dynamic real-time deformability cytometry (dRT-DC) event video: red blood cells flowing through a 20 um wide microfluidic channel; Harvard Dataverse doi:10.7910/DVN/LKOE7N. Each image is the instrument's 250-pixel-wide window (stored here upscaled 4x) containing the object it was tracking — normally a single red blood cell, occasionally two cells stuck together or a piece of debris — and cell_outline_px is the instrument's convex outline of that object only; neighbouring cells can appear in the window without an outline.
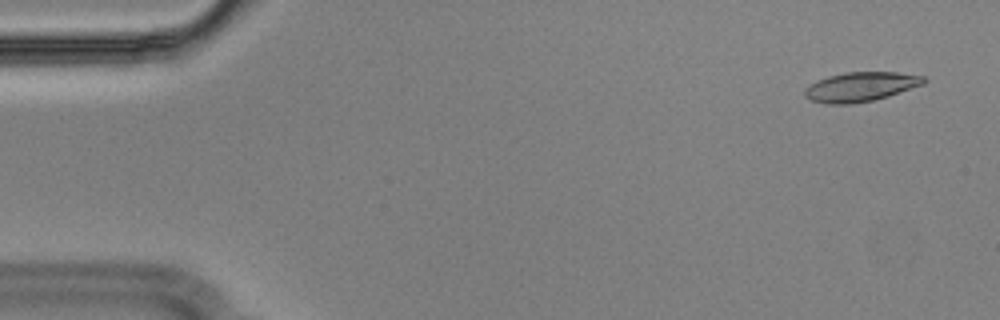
{"species": "Egyptian fruit bat (a non-hibernating species)", "species_latin": "Rousettus aegyptiacus", "temperature_condition": "cold", "stored_images_in_passage": 54, "camera_frame_rate_fps": 3000, "um_per_image_px": 0.085, "animal": {"sex": "male"}, "frame": {"image": 1, "passage_image": 2, "time_ms": 0.333, "image_size_px": [1000, 320], "cell_outline_px": [[928, 80], [924, 84], [888, 96], [872, 100], [852, 104], [824, 104], [812, 100], [804, 96], [804, 88], [808, 84], [816, 80], [828, 76], [844, 72], [896, 72], [924, 76]], "centroid_in_image_um": [73.12, 7.37], "position_along_channel_um": 11.9, "area_um2": 20.58}}
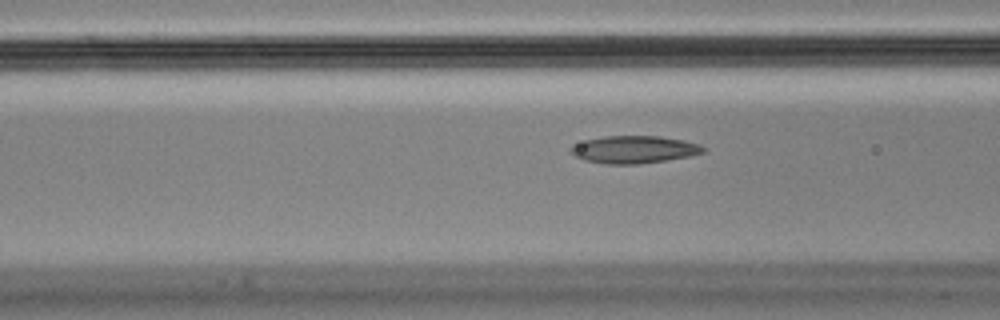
{"frame": {"image": 2, "passage_image": 20, "time_ms": 6.333, "image_size_px": [1000, 320], "cell_outline_px": [[708, 148], [704, 152], [692, 156], [636, 164], [608, 164], [584, 160], [568, 152], [568, 148], [576, 144], [588, 140], [604, 136], [660, 136], [684, 140], [700, 144]], "centroid_in_image_um": [53.93, 12.7], "position_along_channel_um": 112.7, "area_um2": 21.21}}
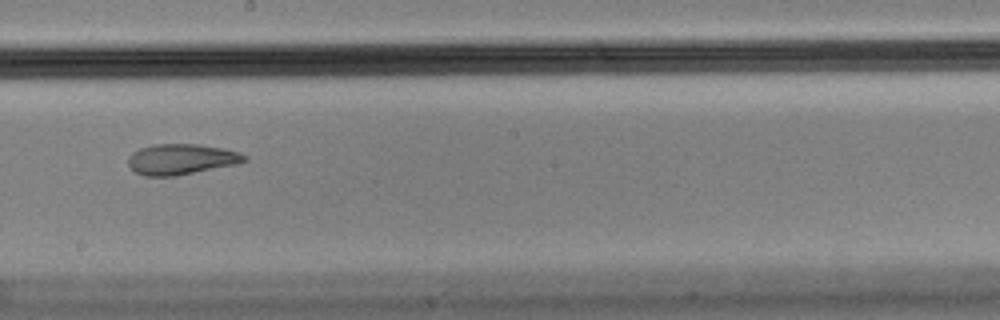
{"frame": {"image": 3, "passage_image": 30, "time_ms": 9.667, "image_size_px": [1000, 320], "cell_outline_px": [[248, 160], [236, 164], [176, 176], [144, 176], [136, 172], [128, 164], [128, 156], [132, 152], [140, 148], [152, 144], [200, 144], [240, 152], [248, 156]], "centroid_in_image_um": [15.4, 13.53], "position_along_channel_um": 232.8, "area_um2": 20.81}, "authors_computed_cell_mechanics": {"area_um2": 20.9525, "velocity_mm_per_s": 3.5964, "shape_relaxation_time_tau1_ms": null, "shape_relaxation_time_tau2_ms": 1.9264, "deformation_change_tau1": null, "deformation_change_tau2": 0.0916}}